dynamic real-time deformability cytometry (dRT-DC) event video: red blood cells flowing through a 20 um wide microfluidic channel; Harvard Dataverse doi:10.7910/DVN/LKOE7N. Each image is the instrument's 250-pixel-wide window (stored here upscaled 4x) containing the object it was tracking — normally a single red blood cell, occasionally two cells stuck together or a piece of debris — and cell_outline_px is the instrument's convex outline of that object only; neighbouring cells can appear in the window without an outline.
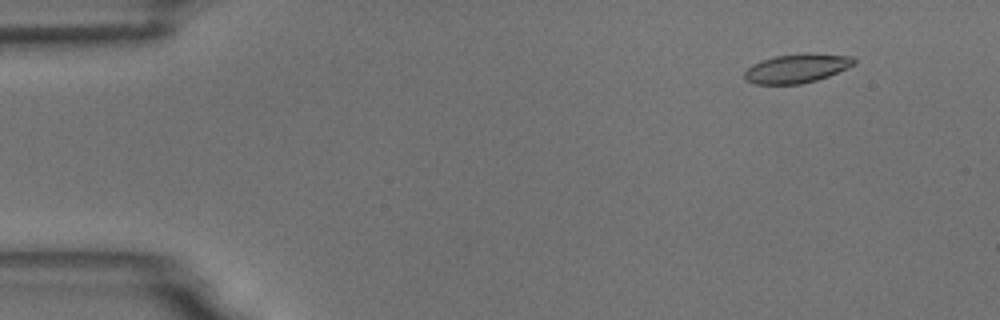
{"species": "common noctule bat (a hibernating species)", "species_latin": "Nyctalus noctula", "temperature_condition": "room temperature", "stored_images_in_passage": 5, "camera_frame_rate_fps": 3000, "um_per_image_px": 0.085, "animal": {"sex": "male", "body_mass_g": 18.8}, "frame": {"image": 1, "passage_image": 2, "time_ms": 1.0, "image_size_px": [1000, 320], "cell_outline_px": [[856, 64], [848, 68], [828, 76], [816, 80], [800, 84], [756, 84], [744, 80], [744, 72], [752, 64], [760, 60], [776, 56], [804, 52], [808, 52], [852, 56], [856, 60]], "centroid_in_image_um": [67.74, 5.79], "position_along_channel_um": 17.3, "area_um2": 18.79}}
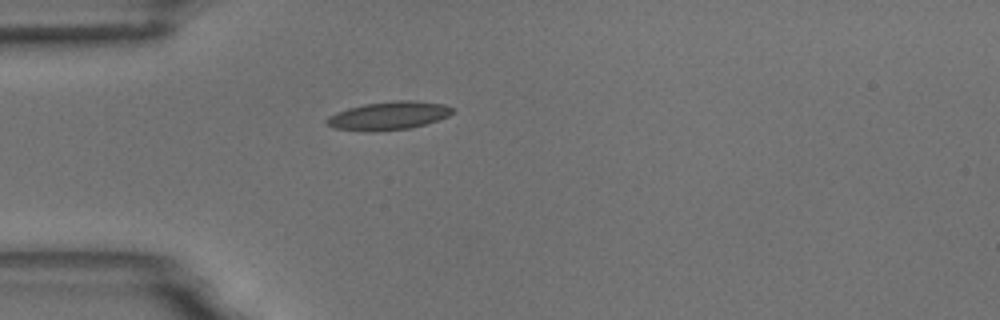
{"frame": {"image": 2, "passage_image": 5, "time_ms": 4.333, "image_size_px": [1000, 320], "cell_outline_px": [[452, 112], [448, 116], [424, 124], [408, 128], [372, 132], [364, 132], [336, 128], [324, 124], [324, 120], [328, 116], [336, 112], [348, 108], [364, 104], [396, 100], [412, 100], [444, 104], [452, 108]], "centroid_in_image_um": [32.95, 9.84], "position_along_channel_um": 52.0, "area_um2": 20.69}}